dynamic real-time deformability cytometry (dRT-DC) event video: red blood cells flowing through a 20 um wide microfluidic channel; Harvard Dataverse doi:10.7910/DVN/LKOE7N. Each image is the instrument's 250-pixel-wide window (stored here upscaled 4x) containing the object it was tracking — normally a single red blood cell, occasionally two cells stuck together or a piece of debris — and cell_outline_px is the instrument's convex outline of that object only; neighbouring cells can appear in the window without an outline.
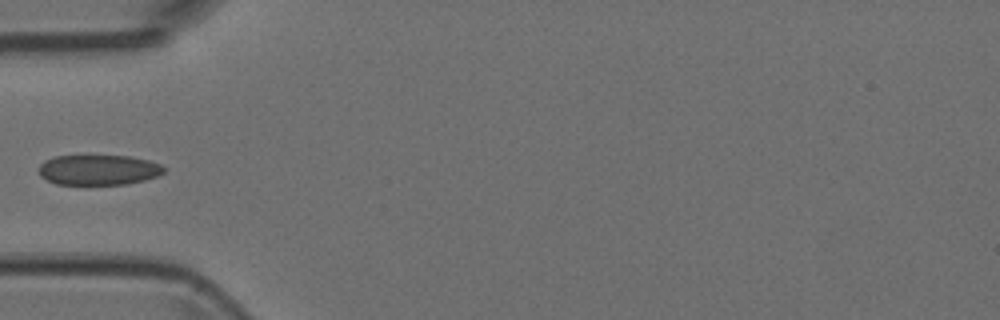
{"species": "Egyptian fruit bat (a non-hibernating species)", "species_latin": "Rousettus aegyptiacus", "temperature_condition": "room temperature", "stored_images_in_passage": 4, "camera_frame_rate_fps": 3000, "um_per_image_px": 0.085, "animal": {"sex": "female"}, "frame": {"image": 1, "passage_image": 4, "time_ms": 1.0, "image_size_px": [1000, 320], "cell_outline_px": [[164, 172], [156, 176], [144, 180], [124, 184], [56, 184], [40, 176], [40, 164], [44, 160], [56, 156], [132, 156], [148, 160], [160, 164], [164, 168]], "centroid_in_image_um": [8.37, 14.43], "position_along_channel_um": 76.6, "area_um2": 21.85}}